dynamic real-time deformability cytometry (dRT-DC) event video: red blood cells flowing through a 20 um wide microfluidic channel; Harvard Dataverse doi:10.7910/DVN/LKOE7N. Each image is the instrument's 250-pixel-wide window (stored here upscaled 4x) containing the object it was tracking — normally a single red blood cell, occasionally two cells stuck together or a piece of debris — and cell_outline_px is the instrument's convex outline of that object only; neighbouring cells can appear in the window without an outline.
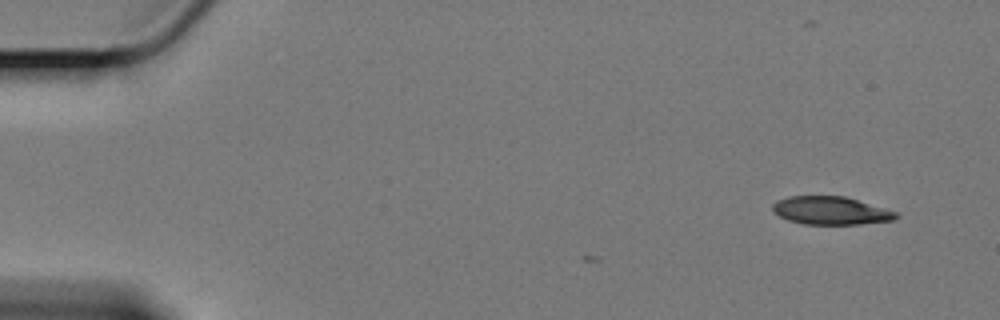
{"species": "Egyptian fruit bat (a non-hibernating species)", "species_latin": "Rousettus aegyptiacus", "temperature_condition": "cold", "stored_images_in_passage": 2, "camera_frame_rate_fps": 3000, "um_per_image_px": 0.085, "animal": {"sex": "female"}, "frame": {"image": 1, "passage_image": 2, "time_ms": 0.333, "image_size_px": [1000, 320], "cell_outline_px": [[900, 216], [892, 220], [860, 224], [804, 224], [788, 220], [780, 216], [772, 208], [772, 204], [776, 200], [788, 196], [844, 196], [884, 208], [896, 212]], "centroid_in_image_um": [70.59, 17.9], "position_along_channel_um": 14.4, "area_um2": 20.0}}